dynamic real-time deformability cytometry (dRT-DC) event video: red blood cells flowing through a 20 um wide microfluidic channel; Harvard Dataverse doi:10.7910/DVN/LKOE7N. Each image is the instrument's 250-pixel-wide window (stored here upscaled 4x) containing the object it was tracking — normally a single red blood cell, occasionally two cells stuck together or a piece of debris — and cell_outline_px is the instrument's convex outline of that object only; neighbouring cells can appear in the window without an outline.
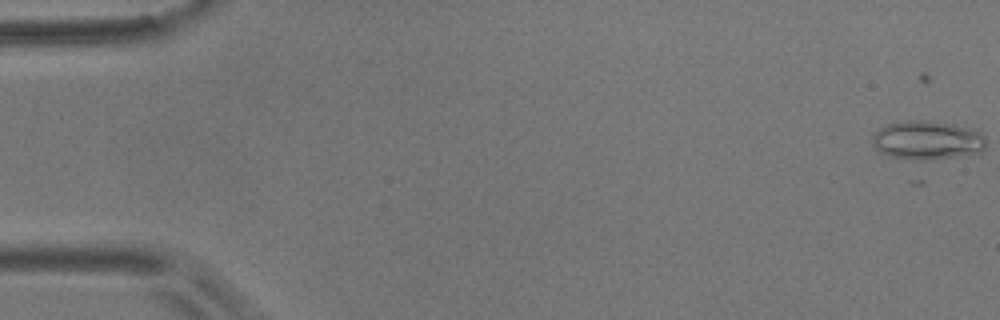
{"species": "common noctule bat (a hibernating species)", "species_latin": "Nyctalus noctula", "temperature_condition": "room temperature", "stored_images_in_passage": 24, "camera_frame_rate_fps": 3000, "um_per_image_px": 0.085, "animal": {"sex": "male", "body_mass_g": 17.9}, "frame": {"image": 1, "passage_image": 4, "time_ms": 1.0, "image_size_px": [1000, 320], "cell_outline_px": [[984, 144], [980, 152], [952, 156], [892, 156], [876, 148], [872, 140], [872, 136], [880, 128], [888, 124], [952, 124], [972, 128], [980, 132], [984, 136]], "centroid_in_image_um": [78.87, 11.9], "position_along_channel_um": 6.1, "area_um2": 22.95}}
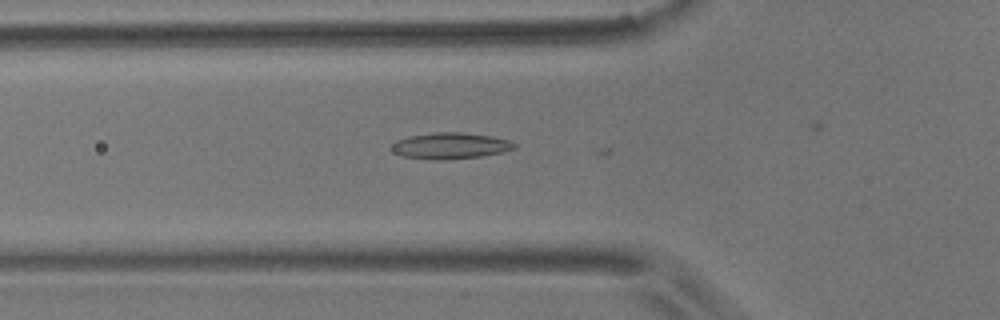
{"frame": {"image": 2, "passage_image": 23, "time_ms": 7.333, "image_size_px": [1000, 320], "cell_outline_px": [[516, 148], [504, 152], [480, 156], [444, 160], [404, 156], [392, 152], [392, 144], [396, 140], [408, 136], [436, 132], [460, 132], [492, 136], [508, 140], [516, 144]], "centroid_in_image_um": [38.29, 12.38], "position_along_channel_um": 87.5, "area_um2": 18.61}}